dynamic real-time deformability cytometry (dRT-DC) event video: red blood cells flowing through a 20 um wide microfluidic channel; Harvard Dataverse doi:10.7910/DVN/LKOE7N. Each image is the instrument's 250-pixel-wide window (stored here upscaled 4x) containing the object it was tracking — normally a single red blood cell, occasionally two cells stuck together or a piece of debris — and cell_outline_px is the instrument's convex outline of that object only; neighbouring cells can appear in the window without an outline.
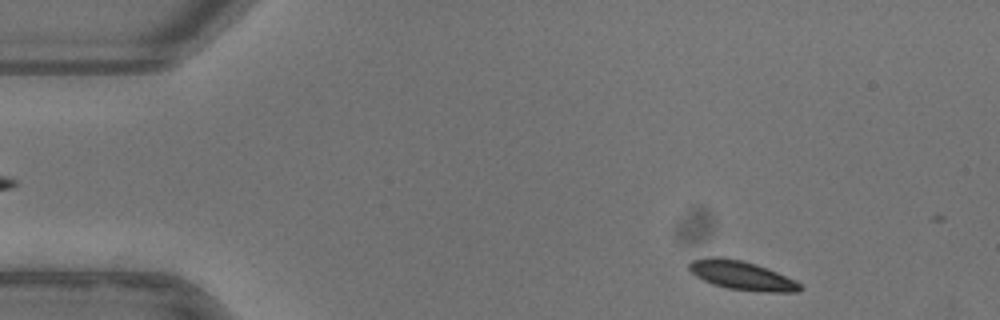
{"species": "common noctule bat (a hibernating species)", "species_latin": "Nyctalus noctula", "temperature_condition": "warm", "stored_images_in_passage": 37, "camera_frame_rate_fps": 3000, "um_per_image_px": 0.085, "animal": {"sex": "female"}, "frame": {"image": 1, "passage_image": 2, "time_ms": 0.333, "image_size_px": [1000, 320], "cell_outline_px": [[804, 288], [796, 292], [764, 292], [728, 288], [712, 284], [696, 276], [688, 268], [688, 264], [692, 260], [708, 256], [724, 256], [756, 264], [768, 268], [796, 280]], "centroid_in_image_um": [63.05, 23.4], "position_along_channel_um": 21.9, "area_um2": 18.84}}
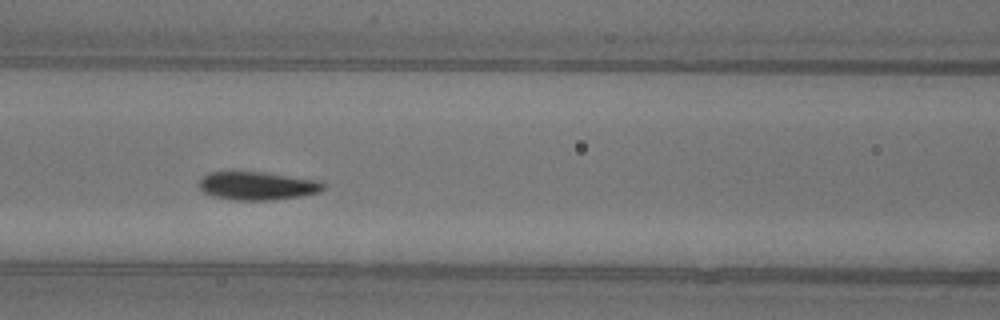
{"frame": {"image": 2, "passage_image": 18, "time_ms": 5.667, "image_size_px": [1000, 320], "cell_outline_px": [[324, 188], [320, 192], [300, 196], [272, 200], [232, 200], [212, 196], [204, 192], [200, 188], [200, 176], [208, 172], [264, 172], [320, 180], [324, 184]], "centroid_in_image_um": [21.87, 15.79], "position_along_channel_um": 144.7, "area_um2": 20.58}}
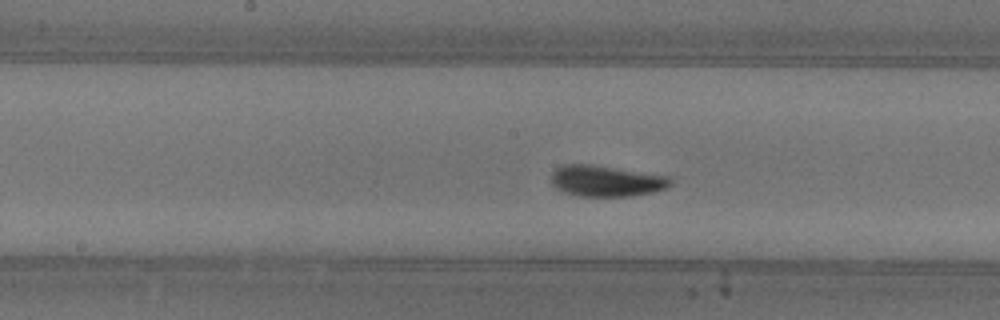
{"frame": {"image": 3, "passage_image": 22, "time_ms": 7.0, "image_size_px": [1000, 320], "cell_outline_px": [[672, 184], [664, 188], [652, 192], [632, 196], [580, 196], [564, 192], [556, 188], [552, 184], [552, 172], [556, 168], [564, 164], [592, 164], [672, 176]], "centroid_in_image_um": [51.55, 15.37], "position_along_channel_um": 196.7, "area_um2": 21.73}, "authors_computed_cell_mechanics": {"area_um2": 20.519, "velocity_mm_per_s": 3.8959, "shape_relaxation_time_tau1_ms": 1.9563, "shape_relaxation_time_tau2_ms": null, "deformation_change_tau1": 0.1369, "deformation_change_tau2": null}}